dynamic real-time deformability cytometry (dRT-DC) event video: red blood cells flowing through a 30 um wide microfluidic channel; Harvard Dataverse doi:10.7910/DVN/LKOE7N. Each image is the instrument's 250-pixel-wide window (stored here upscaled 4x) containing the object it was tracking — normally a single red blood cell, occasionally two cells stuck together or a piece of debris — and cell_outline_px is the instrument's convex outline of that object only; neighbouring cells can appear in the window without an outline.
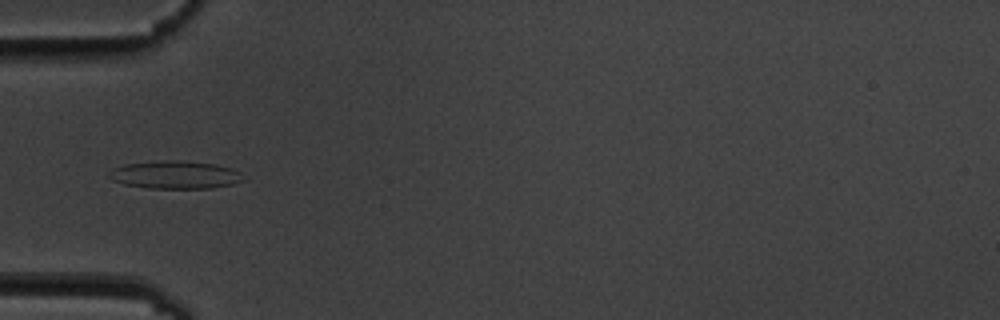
{"species": "common noctule bat (a hibernating species)", "species_latin": "Nyctalus noctula", "temperature_condition": "cold", "stored_images_in_passage": 15, "camera_frame_rate_fps": 3000, "um_per_image_px": 0.085, "animal": {"sex": "male", "body_mass_g": 19.5, "forearm_length_mm": 54.6}, "frame": {"image": 1, "passage_image": 5, "time_ms": 5.333, "image_size_px": [1000, 320], "cell_outline_px": [[244, 180], [232, 184], [212, 188], [148, 188], [124, 184], [112, 180], [108, 176], [108, 172], [112, 168], [124, 164], [164, 160], [180, 160], [216, 164], [232, 168], [240, 172]], "centroid_in_image_um": [14.87, 14.85], "position_along_channel_um": 70.1, "area_um2": 21.91}}
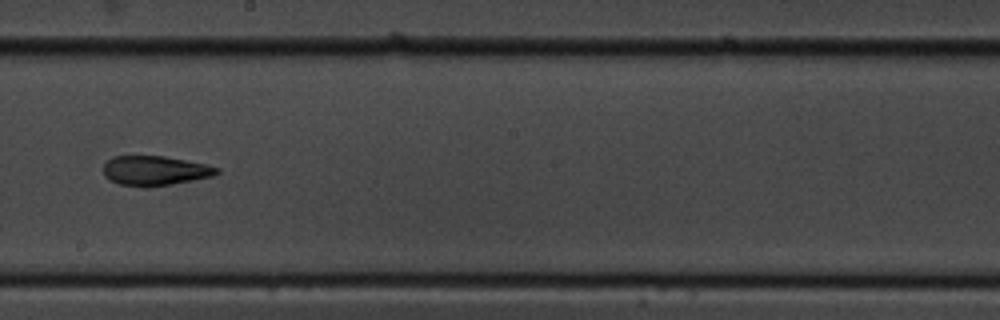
{"frame": {"image": 2, "passage_image": 9, "time_ms": 10.0, "image_size_px": [1000, 320], "cell_outline_px": [[220, 172], [212, 176], [172, 184], [148, 188], [144, 188], [120, 184], [108, 180], [104, 176], [104, 164], [112, 156], [164, 156], [208, 164], [220, 168]], "centroid_in_image_um": [13.17, 14.51], "position_along_channel_um": 235.0, "area_um2": 19.83}}
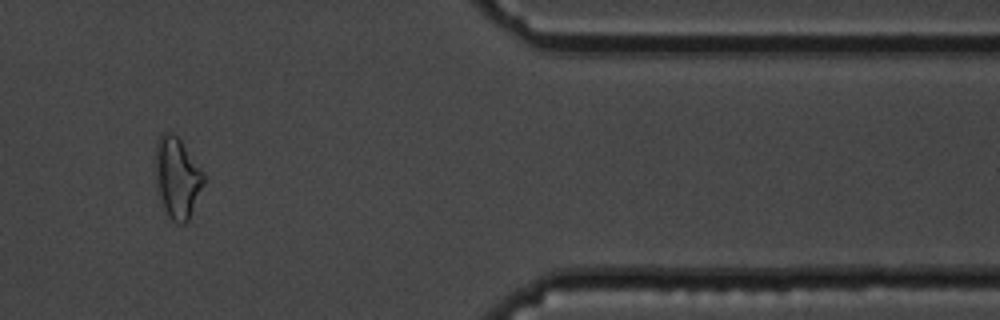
{"frame": {"image": 3, "passage_image": 13, "time_ms": 15.333, "image_size_px": [1000, 320], "cell_outline_px": [[204, 184], [188, 220], [184, 224], [176, 224], [168, 216], [156, 184], [156, 144], [160, 136], [164, 132], [172, 132], [180, 140], [204, 172]], "centroid_in_image_um": [15.08, 15.11], "position_along_channel_um": 396.3, "area_um2": 22.31}, "authors_computed_cell_mechanics": {"area_um2": 20.1722, "velocity_mm_per_s": 3.5385, "shape_relaxation_time_tau1_ms": 2.4501, "shape_relaxation_time_tau2_ms": 2.3004, "deformation_change_tau1": 0.1143, "deformation_change_tau2": 0.0968}}